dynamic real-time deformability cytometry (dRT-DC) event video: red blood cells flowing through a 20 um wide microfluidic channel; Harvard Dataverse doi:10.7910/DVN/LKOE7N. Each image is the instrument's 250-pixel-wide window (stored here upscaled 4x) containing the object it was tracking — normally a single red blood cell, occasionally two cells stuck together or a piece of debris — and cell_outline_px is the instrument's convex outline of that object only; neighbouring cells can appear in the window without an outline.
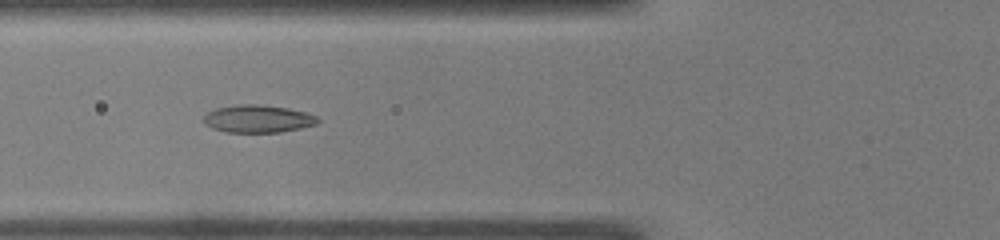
{"species": "common noctule bat (a hibernating species)", "species_latin": "Nyctalus noctula", "temperature_condition": "warm", "stored_images_in_passage": 36, "camera_frame_rate_fps": 3000, "um_per_image_px": 0.085, "animal": {"sex": "male", "body_mass_g": 19.0, "forearm_length_mm": 50.8}, "frame": {"image": 1, "passage_image": 5, "time_ms": 1.333, "image_size_px": [1000, 240], "cell_outline_px": [[320, 120], [316, 124], [300, 128], [280, 132], [224, 132], [212, 128], [204, 124], [204, 116], [208, 112], [216, 108], [240, 104], [260, 104], [288, 108], [304, 112], [316, 116]], "centroid_in_image_um": [21.9, 10.1], "position_along_channel_um": 103.9, "area_um2": 18.32}}
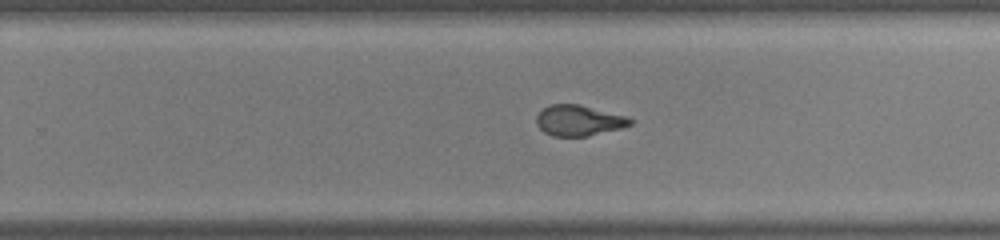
{"frame": {"image": 2, "passage_image": 18, "time_ms": 5.667, "image_size_px": [1000, 240], "cell_outline_px": [[632, 124], [620, 128], [588, 136], [552, 136], [544, 132], [536, 124], [536, 116], [544, 108], [552, 104], [580, 104], [628, 116], [632, 120]], "centroid_in_image_um": [49.2, 10.23], "position_along_channel_um": 280.6, "area_um2": 16.76}}
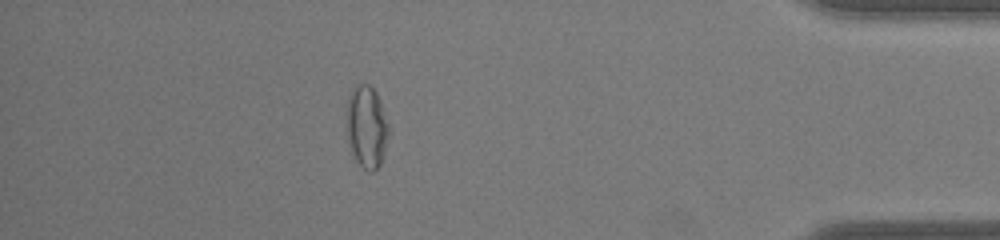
{"frame": {"image": 3, "passage_image": 30, "time_ms": 9.667, "image_size_px": [1000, 240], "cell_outline_px": [[388, 132], [384, 152], [380, 164], [372, 172], [368, 172], [356, 160], [352, 152], [344, 124], [348, 92], [356, 84], [368, 84], [376, 92], [380, 100], [388, 124]], "centroid_in_image_um": [31.11, 10.72], "position_along_channel_um": 404.1, "area_um2": 20.4}, "authors_computed_cell_mechanics": {"area_um2": 17.9469, "velocity_mm_per_s": 4.0906, "shape_relaxation_time_tau1_ms": null, "shape_relaxation_time_tau2_ms": 1.4103, "deformation_change_tau1": null, "deformation_change_tau2": 0.0786}}